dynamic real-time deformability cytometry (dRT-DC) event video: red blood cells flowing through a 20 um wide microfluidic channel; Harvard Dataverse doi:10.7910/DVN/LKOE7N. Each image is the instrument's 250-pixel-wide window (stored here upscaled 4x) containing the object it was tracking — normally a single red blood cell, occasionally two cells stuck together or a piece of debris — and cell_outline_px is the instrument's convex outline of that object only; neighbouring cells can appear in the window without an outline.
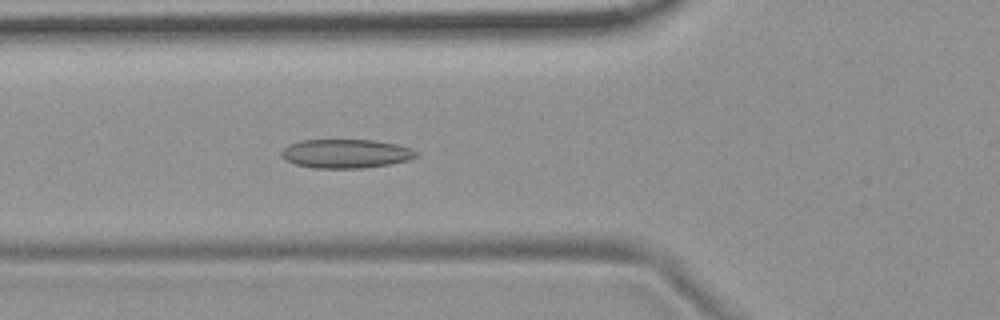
{"species": "common noctule bat (a hibernating species)", "species_latin": "Nyctalus noctula", "temperature_condition": "room temperature", "stored_images_in_passage": 5, "camera_frame_rate_fps": 3000, "um_per_image_px": 0.085, "animal": {"sex": "female", "body_mass_g": 19.9}, "frame": {"image": 1, "passage_image": 5, "time_ms": 4.667, "image_size_px": [1000, 320], "cell_outline_px": [[420, 156], [408, 160], [392, 164], [364, 168], [312, 168], [296, 164], [284, 160], [280, 156], [280, 152], [288, 144], [300, 140], [376, 140], [396, 144], [412, 148], [420, 152]], "centroid_in_image_um": [29.42, 13.06], "position_along_channel_um": 96.4, "area_um2": 23.12}}